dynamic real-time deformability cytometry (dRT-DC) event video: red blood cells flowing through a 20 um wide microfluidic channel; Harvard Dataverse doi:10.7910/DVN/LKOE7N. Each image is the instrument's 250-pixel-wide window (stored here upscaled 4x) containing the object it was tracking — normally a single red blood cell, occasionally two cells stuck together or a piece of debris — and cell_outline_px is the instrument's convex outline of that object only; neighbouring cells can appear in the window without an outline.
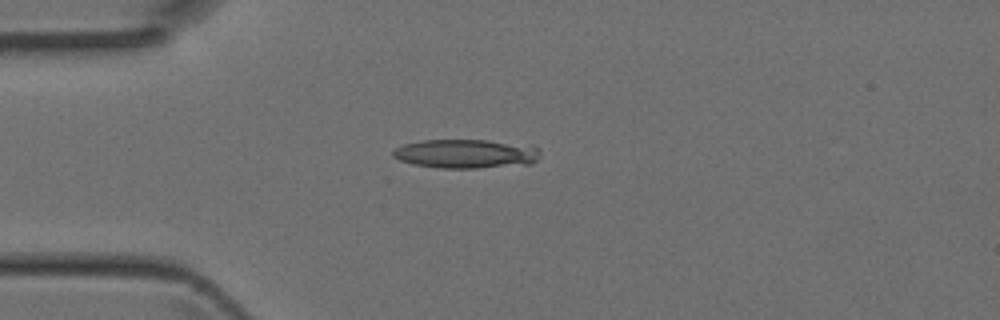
{"species": "Egyptian fruit bat (a non-hibernating species)", "species_latin": "Rousettus aegyptiacus", "temperature_condition": "room temperature", "stored_images_in_passage": 1, "camera_frame_rate_fps": 3000, "um_per_image_px": 0.085, "animal": {"sex": "female"}, "frame": {"image": 1, "passage_image": 1, "time_ms": 0.0, "image_size_px": [1000, 320], "cell_outline_px": [[540, 156], [532, 164], [476, 168], [436, 168], [412, 164], [400, 160], [392, 156], [392, 152], [396, 148], [404, 144], [420, 140], [488, 140], [540, 148]], "centroid_in_image_um": [39.57, 13.08], "position_along_channel_um": 45.4, "area_um2": 24.85}}